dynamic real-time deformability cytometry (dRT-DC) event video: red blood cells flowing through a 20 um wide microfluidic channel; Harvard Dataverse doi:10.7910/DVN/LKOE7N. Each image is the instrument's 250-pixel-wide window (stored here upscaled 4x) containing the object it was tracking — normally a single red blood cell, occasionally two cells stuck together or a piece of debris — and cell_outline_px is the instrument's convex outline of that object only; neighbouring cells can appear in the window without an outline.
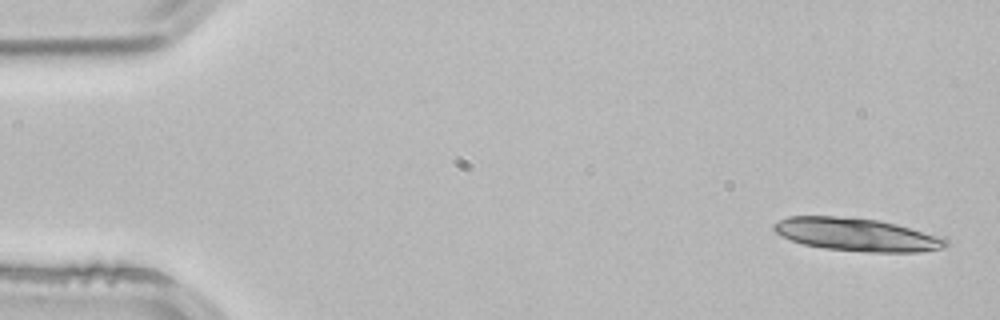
{"species": "common noctule bat (a hibernating species)", "species_latin": "Nyctalus noctula", "temperature_condition": "room temperature", "stored_images_in_passage": 4, "camera_frame_rate_fps": 3000, "um_per_image_px": 0.085, "animal": {"sex": "male", "body_mass_g": 21.5, "forearm_length_mm": 52.0}, "frame": {"image": 1, "passage_image": 1, "time_ms": 0.0, "image_size_px": [1000, 320], "cell_outline_px": [[948, 244], [944, 248], [920, 252], [868, 252], [824, 248], [804, 244], [780, 236], [772, 228], [772, 224], [788, 216], [836, 216], [880, 220], [944, 236], [948, 240]], "centroid_in_image_um": [72.86, 19.94], "position_along_channel_um": 12.1, "area_um2": 33.23}}
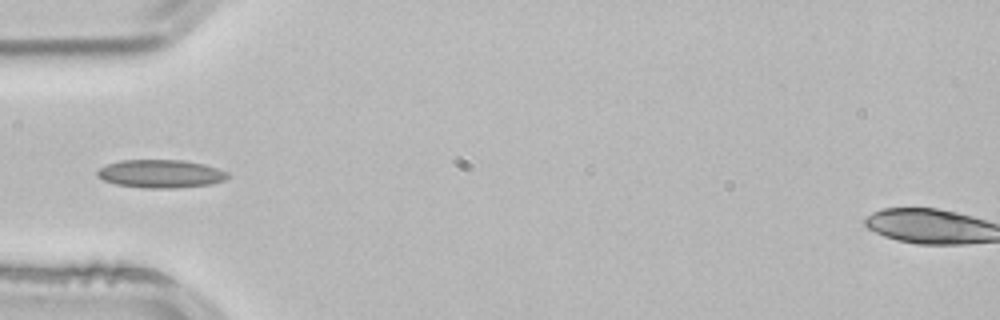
{"frame": {"image": 2, "passage_image": 4, "time_ms": 1.0, "image_size_px": [1000, 320], "cell_outline_px": [[228, 176], [224, 180], [212, 184], [176, 188], [144, 188], [116, 184], [104, 180], [96, 176], [96, 172], [100, 168], [108, 164], [120, 160], [180, 160], [204, 164], [228, 172]], "centroid_in_image_um": [13.64, 14.77], "position_along_channel_um": 71.4, "area_um2": 21.33}}